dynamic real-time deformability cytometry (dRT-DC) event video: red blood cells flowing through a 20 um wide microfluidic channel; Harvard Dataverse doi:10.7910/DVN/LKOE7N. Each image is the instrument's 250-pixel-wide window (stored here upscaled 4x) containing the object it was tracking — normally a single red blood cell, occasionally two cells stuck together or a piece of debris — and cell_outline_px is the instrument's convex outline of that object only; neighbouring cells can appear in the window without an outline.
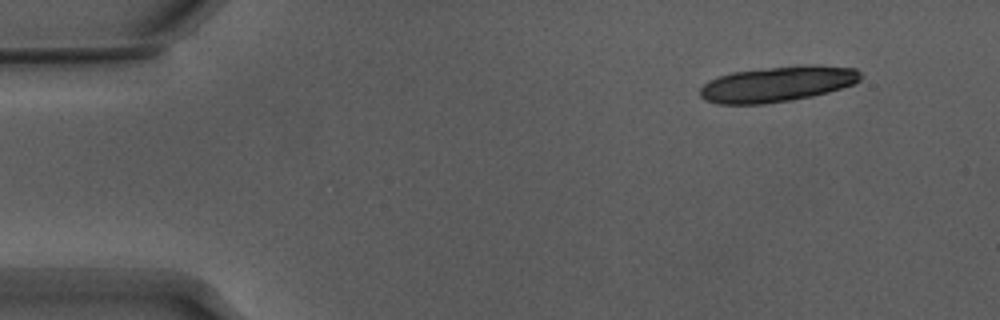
{"species": "Egyptian fruit bat (a non-hibernating species)", "species_latin": "Rousettus aegyptiacus", "temperature_condition": "warm", "stored_images_in_passage": 15, "camera_frame_rate_fps": 3000, "um_per_image_px": 0.085, "animal": {"sex": "male"}, "frame": {"image": 1, "passage_image": 1, "time_ms": 0.0, "image_size_px": [1000, 320], "cell_outline_px": [[864, 76], [860, 80], [852, 84], [828, 92], [812, 96], [792, 100], [764, 104], [716, 104], [704, 100], [700, 96], [700, 88], [708, 80], [732, 72], [804, 64], [816, 64], [856, 68]], "centroid_in_image_um": [66.09, 7.14], "position_along_channel_um": 18.9, "area_um2": 33.47}}